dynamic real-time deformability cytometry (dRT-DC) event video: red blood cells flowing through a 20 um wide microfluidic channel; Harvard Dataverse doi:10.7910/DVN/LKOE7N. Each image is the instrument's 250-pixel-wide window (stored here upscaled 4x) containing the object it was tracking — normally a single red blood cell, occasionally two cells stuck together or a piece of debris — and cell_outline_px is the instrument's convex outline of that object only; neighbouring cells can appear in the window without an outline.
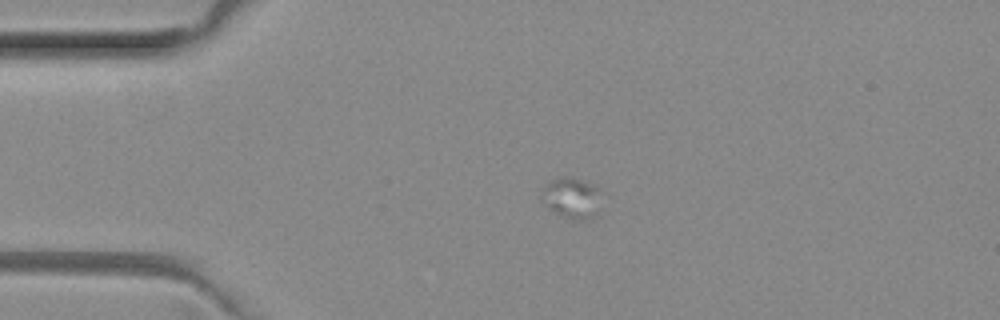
{"species": "common noctule bat (a hibernating species)", "species_latin": "Nyctalus noctula", "temperature_condition": "room temperature", "stored_images_in_passage": 5, "camera_frame_rate_fps": 3000, "um_per_image_px": 0.085, "animal": {"sex": "female", "body_mass_g": 29.2, "forearm_length_mm": 56.3}, "frame": {"image": 1, "passage_image": 4, "time_ms": 1.0, "image_size_px": [1000, 320], "cell_outline_px": [[596, 216], [584, 220], [576, 220], [564, 216], [556, 212], [544, 204], [540, 200], [540, 196], [548, 180], [580, 180], [596, 188]], "centroid_in_image_um": [48.5, 16.89], "position_along_channel_um": 36.5, "area_um2": 13.01}}